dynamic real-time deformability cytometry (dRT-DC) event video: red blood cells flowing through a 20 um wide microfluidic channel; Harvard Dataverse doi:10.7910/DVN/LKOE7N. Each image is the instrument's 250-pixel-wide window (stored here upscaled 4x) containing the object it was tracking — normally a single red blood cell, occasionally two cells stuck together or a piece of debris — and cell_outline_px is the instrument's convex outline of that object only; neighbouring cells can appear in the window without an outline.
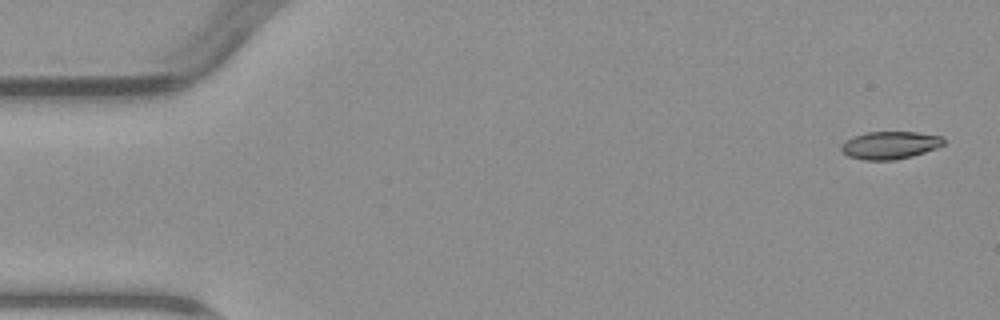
{"species": "common noctule bat (a hibernating species)", "species_latin": "Nyctalus noctula", "temperature_condition": "warm", "stored_images_in_passage": 4, "camera_frame_rate_fps": 3000, "um_per_image_px": 0.085, "animal": {"sex": "male", "body_mass_g": 23.1, "forearm_length_mm": 52.7}, "frame": {"image": 1, "passage_image": 1, "time_ms": 0.0, "image_size_px": [1000, 320], "cell_outline_px": [[944, 144], [936, 148], [912, 156], [892, 160], [864, 160], [848, 156], [840, 148], [840, 144], [844, 140], [852, 136], [868, 132], [916, 132], [944, 136]], "centroid_in_image_um": [75.63, 12.33], "position_along_channel_um": 9.4, "area_um2": 16.59}}